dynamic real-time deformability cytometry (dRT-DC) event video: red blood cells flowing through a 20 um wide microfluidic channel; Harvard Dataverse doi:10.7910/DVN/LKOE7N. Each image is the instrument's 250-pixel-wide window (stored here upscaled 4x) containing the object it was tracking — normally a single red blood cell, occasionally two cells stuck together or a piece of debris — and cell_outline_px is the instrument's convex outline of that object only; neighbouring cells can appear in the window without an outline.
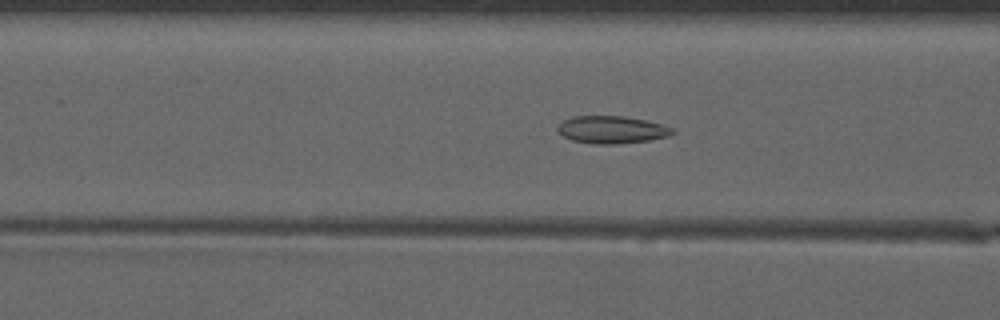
{"species": "common noctule bat (a hibernating species)", "species_latin": "Nyctalus noctula", "temperature_condition": "warm", "stored_images_in_passage": 50, "camera_frame_rate_fps": 3000, "um_per_image_px": 0.085, "animal": {"sex": "male", "forearm_length_mm": 52.5}, "frame": {"image": 1, "passage_image": 20, "time_ms": 6.333, "image_size_px": [1000, 320], "cell_outline_px": [[676, 132], [668, 136], [648, 140], [616, 144], [592, 144], [572, 140], [564, 136], [556, 128], [564, 120], [572, 116], [624, 116], [644, 120], [660, 124], [672, 128]], "centroid_in_image_um": [51.99, 11.02], "position_along_channel_um": 114.6, "area_um2": 18.21}}
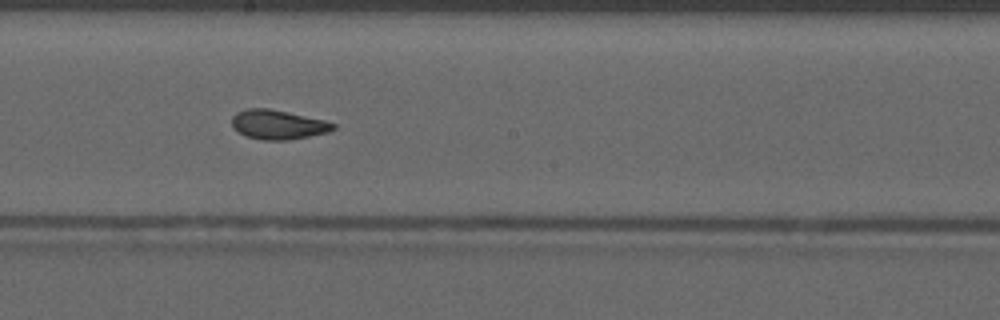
{"frame": {"image": 2, "passage_image": 28, "time_ms": 9.0, "image_size_px": [1000, 320], "cell_outline_px": [[336, 128], [328, 132], [288, 140], [264, 140], [244, 136], [236, 132], [232, 128], [232, 116], [236, 112], [248, 108], [268, 108], [324, 120], [336, 124]], "centroid_in_image_um": [23.58, 10.59], "position_along_channel_um": 224.6, "area_um2": 17.4}}
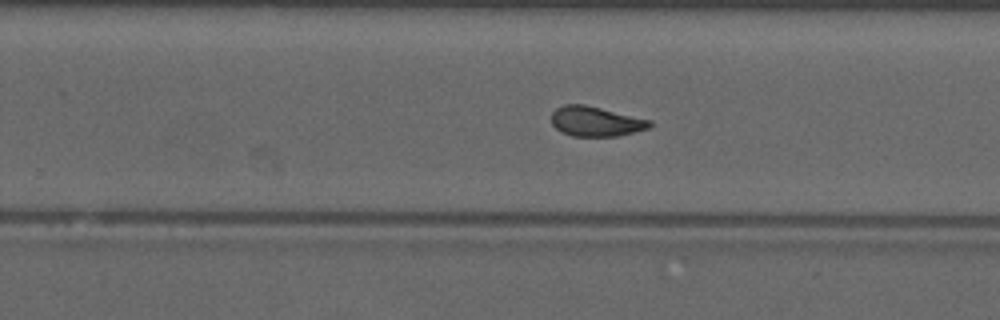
{"frame": {"image": 3, "passage_image": 32, "time_ms": 10.333, "image_size_px": [1000, 320], "cell_outline_px": [[652, 124], [648, 128], [616, 136], [572, 136], [560, 132], [552, 124], [552, 112], [556, 108], [564, 104], [584, 104], [652, 120]], "centroid_in_image_um": [50.61, 10.31], "position_along_channel_um": 279.2, "area_um2": 17.05}, "authors_computed_cell_mechanics": {"area_um2": 17.4845, "velocity_mm_per_s": 4.1203, "shape_relaxation_time_tau1_ms": null, "shape_relaxation_time_tau2_ms": 1.262, "deformation_change_tau1": null, "deformation_change_tau2": 0.0718}}